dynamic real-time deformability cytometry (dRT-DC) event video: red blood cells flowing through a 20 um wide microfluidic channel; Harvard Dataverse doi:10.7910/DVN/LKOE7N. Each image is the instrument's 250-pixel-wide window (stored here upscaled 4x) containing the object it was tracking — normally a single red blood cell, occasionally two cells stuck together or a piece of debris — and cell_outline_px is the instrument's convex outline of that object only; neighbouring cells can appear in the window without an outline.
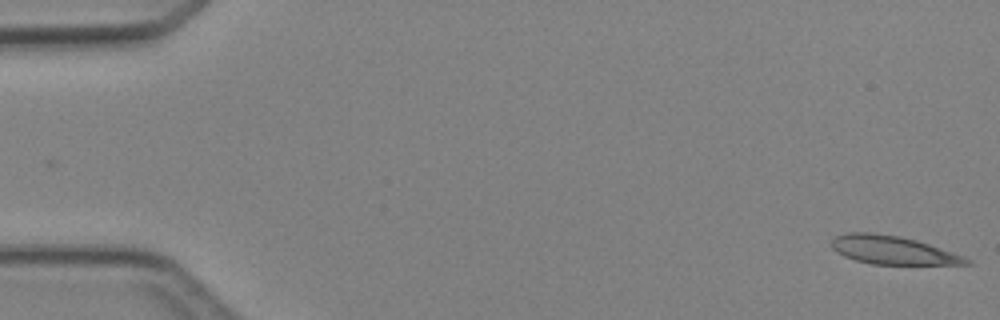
{"species": "Egyptian fruit bat (a non-hibernating species)", "species_latin": "Rousettus aegyptiacus", "temperature_condition": "cold", "stored_images_in_passage": 5, "segment_of_instrument_passage": [1, 2], "camera_frame_rate_fps": 3000, "um_per_image_px": 0.085, "animal": {"sex": "female"}, "frame": {"image": 1, "passage_image": 1, "time_ms": 0.0, "image_size_px": [1000, 320], "cell_outline_px": [[972, 264], [872, 264], [856, 260], [844, 256], [836, 252], [832, 248], [832, 240], [836, 236], [848, 232], [868, 232], [900, 236], [916, 240], [964, 256], [972, 260]], "centroid_in_image_um": [75.87, 21.26], "position_along_channel_um": 9.1, "area_um2": 22.08}}
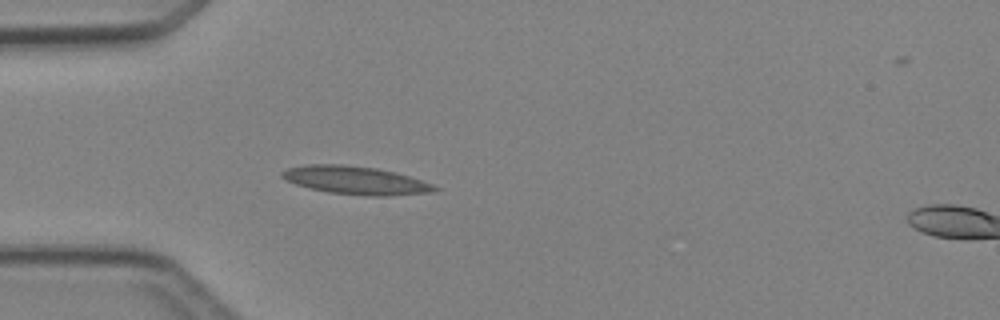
{"frame": {"image": 2, "passage_image": 4, "time_ms": 4.333, "image_size_px": [1000, 320], "cell_outline_px": [[440, 188], [432, 192], [388, 196], [368, 196], [328, 192], [296, 184], [280, 176], [280, 172], [288, 168], [308, 164], [340, 164], [376, 168], [396, 172], [432, 184]], "centroid_in_image_um": [30.23, 15.32], "position_along_channel_um": 54.8, "area_um2": 24.8}}